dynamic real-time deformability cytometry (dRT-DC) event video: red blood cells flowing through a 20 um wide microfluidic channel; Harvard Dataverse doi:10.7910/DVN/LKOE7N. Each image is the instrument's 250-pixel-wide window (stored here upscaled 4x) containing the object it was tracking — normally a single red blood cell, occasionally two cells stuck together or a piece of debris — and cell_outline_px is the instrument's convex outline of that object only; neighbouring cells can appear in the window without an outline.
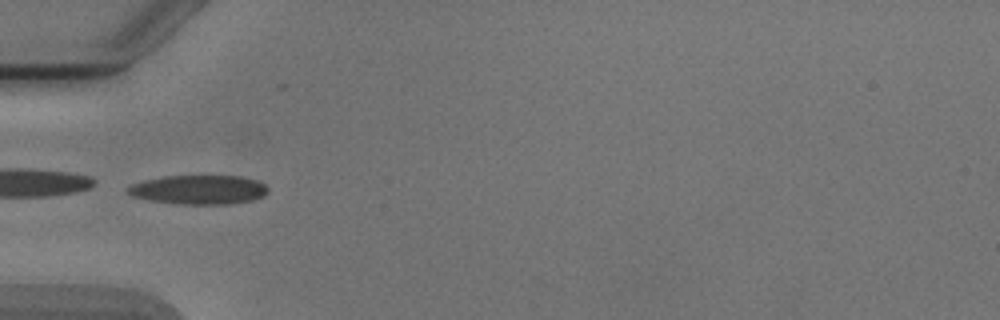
{"species": "Egyptian fruit bat (a non-hibernating species)", "species_latin": "Rousettus aegyptiacus", "temperature_condition": "cold", "stored_images_in_passage": 4, "camera_frame_rate_fps": 3000, "um_per_image_px": 0.085, "animal": {"sex": "male"}, "frame": {"image": 1, "passage_image": 4, "time_ms": 3.667, "image_size_px": [1000, 320], "cell_outline_px": [[268, 192], [264, 196], [252, 200], [228, 204], [176, 204], [148, 200], [132, 196], [124, 192], [124, 188], [132, 184], [144, 180], [164, 176], [240, 176], [256, 180], [264, 184], [268, 188]], "centroid_in_image_um": [16.85, 16.13], "position_along_channel_um": 68.2, "area_um2": 24.04}}